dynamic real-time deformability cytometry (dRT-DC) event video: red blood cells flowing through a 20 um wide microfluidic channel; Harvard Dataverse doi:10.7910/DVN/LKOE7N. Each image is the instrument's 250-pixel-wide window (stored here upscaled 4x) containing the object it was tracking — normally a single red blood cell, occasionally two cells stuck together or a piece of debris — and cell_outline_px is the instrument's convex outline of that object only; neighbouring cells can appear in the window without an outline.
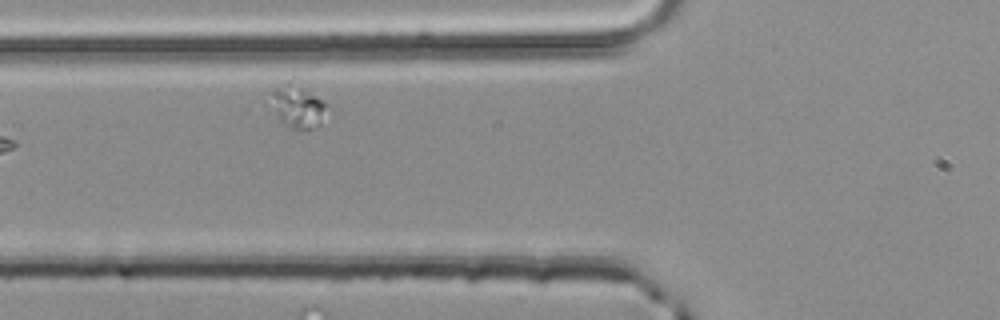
{"species": "common noctule bat (a hibernating species)", "species_latin": "Nyctalus noctula", "temperature_condition": "room temperature", "stored_images_in_passage": 4, "camera_frame_rate_fps": 3000, "um_per_image_px": 0.085, "animal": {"sex": "male", "body_mass_g": 20.4}, "frame": {"image": 1, "passage_image": 4, "time_ms": 1.0, "image_size_px": [1000, 320], "cell_outline_px": [[324, 104], [320, 124], [308, 132], [296, 132], [280, 120], [264, 104], [272, 88], [288, 80], [324, 100]], "centroid_in_image_um": [25.12, 9.07], "position_along_channel_um": 100.7, "area_um2": 14.68}}